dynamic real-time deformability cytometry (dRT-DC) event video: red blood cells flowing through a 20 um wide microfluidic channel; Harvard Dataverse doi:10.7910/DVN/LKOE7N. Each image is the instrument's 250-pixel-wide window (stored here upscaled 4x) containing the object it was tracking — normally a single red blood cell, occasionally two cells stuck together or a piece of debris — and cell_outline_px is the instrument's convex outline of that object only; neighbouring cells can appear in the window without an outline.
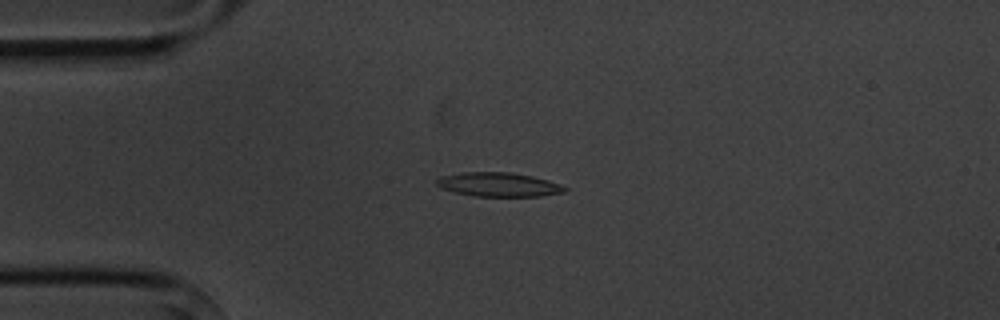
{"species": "common noctule bat (a hibernating species)", "species_latin": "Nyctalus noctula", "temperature_condition": "cold", "stored_images_in_passage": 14, "camera_frame_rate_fps": 3000, "um_per_image_px": 0.085, "animal": {"sex": "male", "body_mass_g": 20.1, "forearm_length_mm": 53.5}, "frame": {"image": 1, "passage_image": 3, "time_ms": 3.333, "image_size_px": [1000, 320], "cell_outline_px": [[568, 188], [564, 192], [540, 196], [472, 196], [456, 192], [444, 188], [436, 184], [436, 180], [440, 176], [464, 172], [508, 172], [532, 176], [548, 180], [560, 184]], "centroid_in_image_um": [42.4, 15.68], "position_along_channel_um": 42.6, "area_um2": 17.8}}
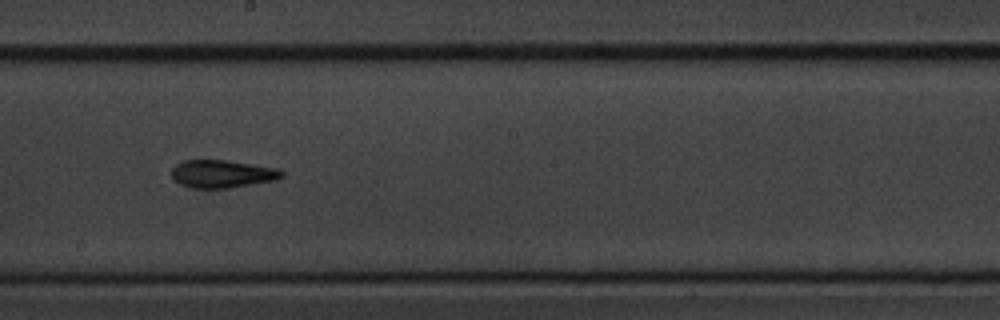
{"frame": {"image": 2, "passage_image": 8, "time_ms": 9.0, "image_size_px": [1000, 320], "cell_outline_px": [[284, 176], [276, 180], [228, 188], [196, 188], [180, 184], [172, 176], [172, 168], [176, 164], [184, 160], [228, 160], [280, 168], [284, 172]], "centroid_in_image_um": [18.94, 14.76], "position_along_channel_um": 229.3, "area_um2": 17.92}}
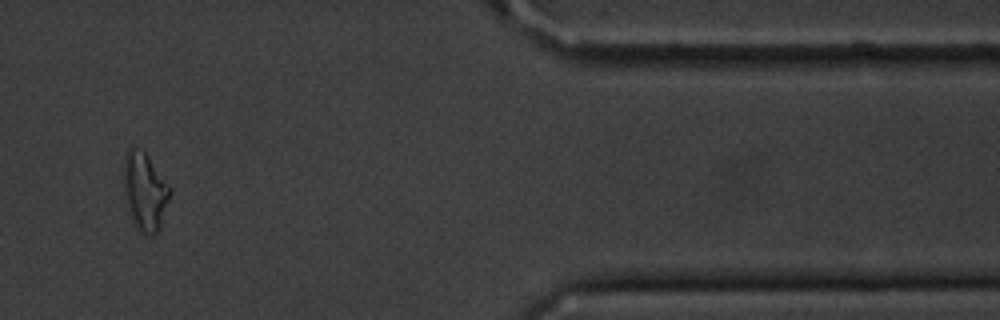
{"frame": {"image": 3, "passage_image": 12, "time_ms": 14.667, "image_size_px": [1000, 320], "cell_outline_px": [[172, 192], [160, 228], [152, 236], [140, 232], [132, 224], [128, 212], [124, 196], [124, 156], [128, 148], [132, 144], [144, 152], [148, 156], [172, 188]], "centroid_in_image_um": [12.31, 16.28], "position_along_channel_um": 399.1, "area_um2": 21.56}}